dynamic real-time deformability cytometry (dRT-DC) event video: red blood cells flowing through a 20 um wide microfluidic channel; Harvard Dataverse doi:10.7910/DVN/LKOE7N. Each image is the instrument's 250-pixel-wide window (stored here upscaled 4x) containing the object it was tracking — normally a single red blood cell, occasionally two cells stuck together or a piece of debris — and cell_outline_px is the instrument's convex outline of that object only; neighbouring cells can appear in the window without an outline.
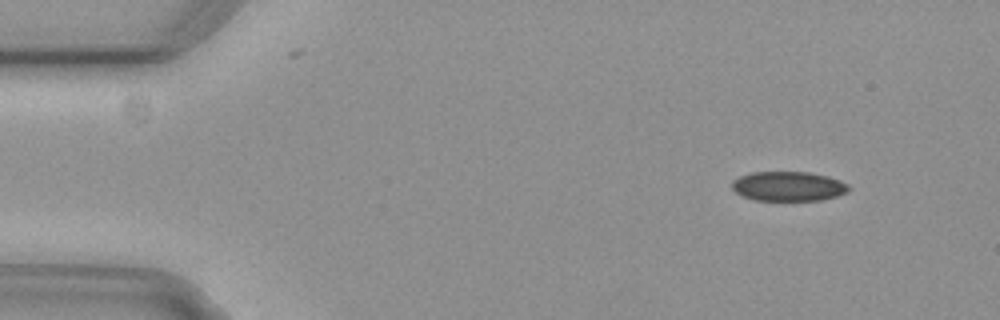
{"species": "common noctule bat (a hibernating species)", "species_latin": "Nyctalus noctula", "temperature_condition": "cold", "stored_images_in_passage": 6, "camera_frame_rate_fps": 3000, "um_per_image_px": 0.085, "animal": {"sex": "female", "body_mass_g": 29.2, "forearm_length_mm": 56.3}, "frame": {"image": 1, "passage_image": 2, "time_ms": 0.333, "image_size_px": [1000, 320], "cell_outline_px": [[852, 188], [848, 192], [836, 196], [820, 200], [752, 200], [736, 192], [732, 188], [732, 180], [740, 176], [752, 172], [808, 172], [828, 176], [840, 180], [848, 184]], "centroid_in_image_um": [67.03, 15.83], "position_along_channel_um": 18.0, "area_um2": 20.17}}
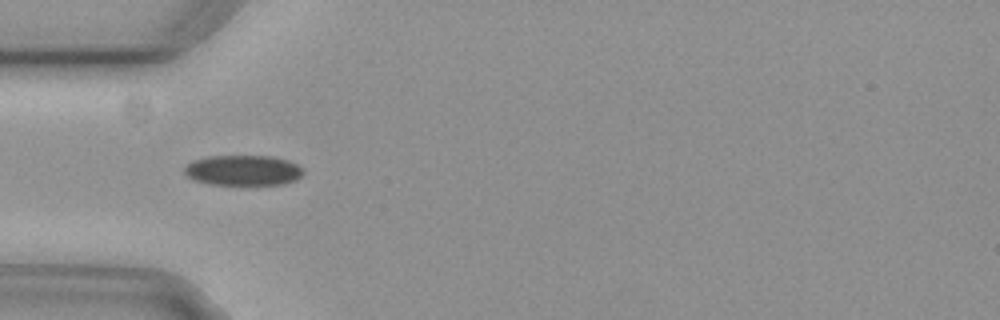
{"frame": {"image": 2, "passage_image": 5, "time_ms": 1.333, "image_size_px": [1000, 320], "cell_outline_px": [[304, 172], [296, 180], [284, 184], [208, 184], [192, 180], [184, 172], [184, 168], [192, 160], [208, 156], [272, 156], [288, 160], [296, 164]], "centroid_in_image_um": [20.64, 14.47], "position_along_channel_um": 64.4, "area_um2": 20.98}}